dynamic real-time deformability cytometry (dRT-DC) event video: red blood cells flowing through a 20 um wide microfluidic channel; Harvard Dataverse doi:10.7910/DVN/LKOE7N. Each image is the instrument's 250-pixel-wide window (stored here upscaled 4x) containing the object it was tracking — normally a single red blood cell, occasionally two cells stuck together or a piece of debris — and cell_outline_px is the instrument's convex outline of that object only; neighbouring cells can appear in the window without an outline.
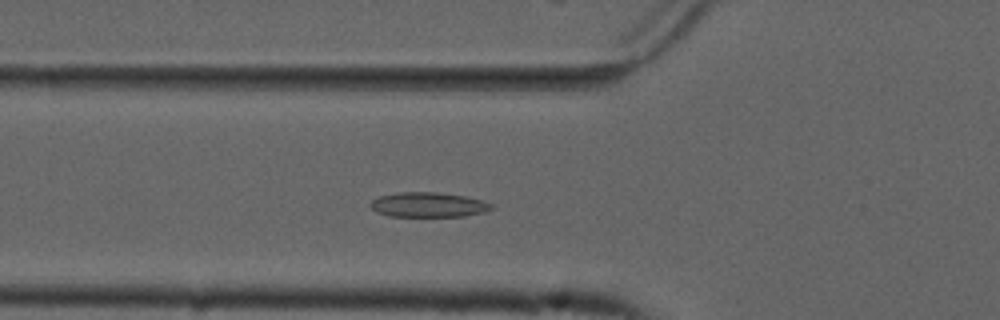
{"species": "common noctule bat (a hibernating species)", "species_latin": "Nyctalus noctula", "temperature_condition": "cold", "stored_images_in_passage": 40, "camera_frame_rate_fps": 3000, "um_per_image_px": 0.085, "animal": {"sex": "male", "forearm_length_mm": 52.5}, "frame": {"image": 1, "passage_image": 5, "time_ms": 1.333, "image_size_px": [1000, 320], "cell_outline_px": [[492, 208], [484, 212], [464, 216], [388, 216], [376, 212], [368, 204], [372, 200], [380, 196], [400, 192], [440, 192], [464, 196], [484, 200], [492, 204]], "centroid_in_image_um": [36.4, 17.4], "position_along_channel_um": 89.4, "area_um2": 17.51}}
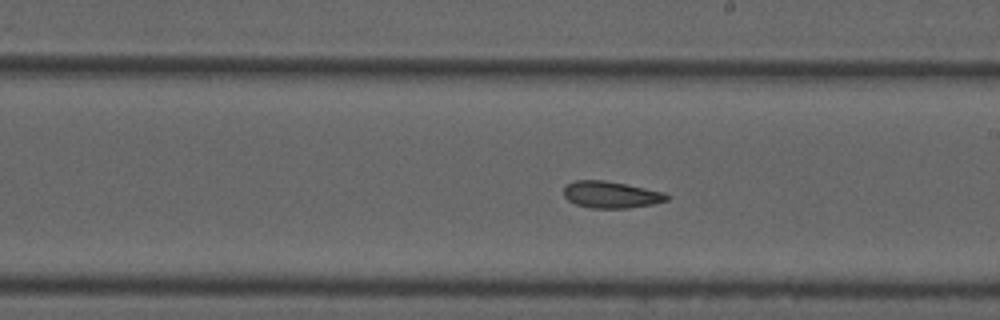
{"frame": {"image": 2, "passage_image": 17, "time_ms": 5.333, "image_size_px": [1000, 320], "cell_outline_px": [[668, 200], [652, 204], [628, 208], [592, 208], [576, 204], [568, 200], [564, 196], [564, 188], [568, 184], [576, 180], [604, 180], [664, 192], [668, 196]], "centroid_in_image_um": [51.92, 16.55], "position_along_channel_um": 237.1, "area_um2": 15.84}}
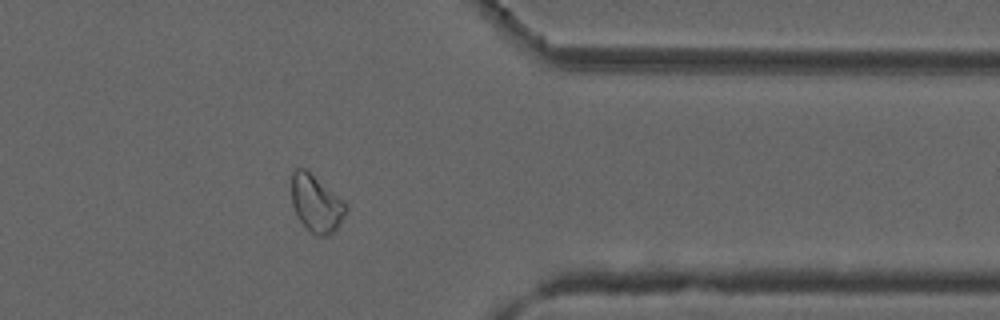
{"frame": {"image": 3, "passage_image": 30, "time_ms": 9.667, "image_size_px": [1000, 320], "cell_outline_px": [[348, 208], [344, 216], [336, 228], [328, 236], [316, 236], [296, 216], [292, 204], [292, 168], [304, 168], [344, 200]], "centroid_in_image_um": [26.87, 17.29], "position_along_channel_um": 384.5, "area_um2": 17.92}, "authors_computed_cell_mechanics": {"area_um2": 17.0221, "velocity_mm_per_s": 3.6956, "shape_relaxation_time_tau1_ms": 8.6666, "shape_relaxation_time_tau2_ms": 8.5071, "deformation_change_tau1": 0.1456, "deformation_change_tau2": 0.1405}}